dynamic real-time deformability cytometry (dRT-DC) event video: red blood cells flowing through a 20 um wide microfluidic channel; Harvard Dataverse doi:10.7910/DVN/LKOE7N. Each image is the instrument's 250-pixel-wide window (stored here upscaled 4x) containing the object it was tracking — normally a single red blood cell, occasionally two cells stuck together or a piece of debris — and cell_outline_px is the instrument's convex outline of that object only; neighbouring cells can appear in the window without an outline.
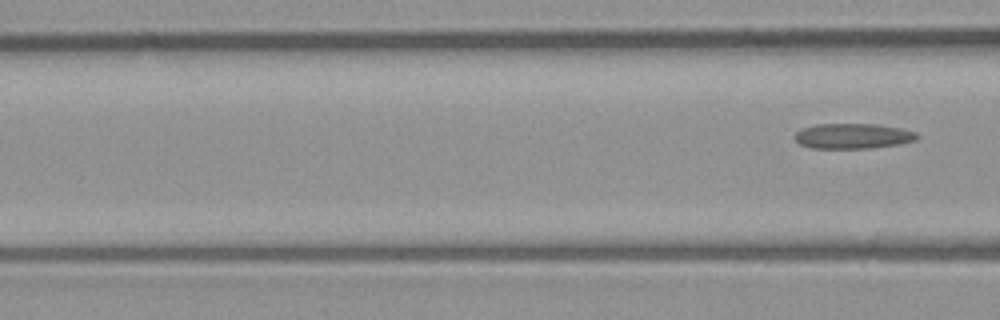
{"species": "common noctule bat (a hibernating species)", "species_latin": "Nyctalus noctula", "temperature_condition": "room temperature", "stored_images_in_passage": 8, "segment_of_instrument_passage": [2, 2], "camera_frame_rate_fps": 3000, "um_per_image_px": 0.085, "animal": {"sex": "male", "body_mass_g": 23.1, "forearm_length_mm": 52.7}, "frame": {"image": 1, "passage_image": 8, "time_ms": 9.0, "image_size_px": [1000, 320], "cell_outline_px": [[920, 136], [916, 140], [900, 144], [868, 148], [812, 148], [800, 144], [792, 136], [800, 128], [816, 124], [876, 124], [900, 128], [916, 132]], "centroid_in_image_um": [72.48, 11.56], "position_along_channel_um": 94.1, "area_um2": 18.09}}